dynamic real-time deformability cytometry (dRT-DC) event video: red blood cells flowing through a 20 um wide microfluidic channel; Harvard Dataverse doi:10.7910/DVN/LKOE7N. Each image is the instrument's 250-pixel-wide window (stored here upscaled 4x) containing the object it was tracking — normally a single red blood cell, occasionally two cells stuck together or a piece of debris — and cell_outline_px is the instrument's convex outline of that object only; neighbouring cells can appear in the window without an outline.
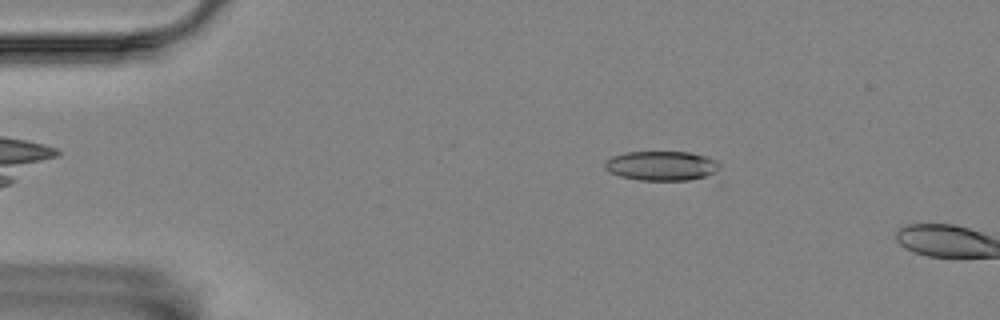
{"species": "Egyptian fruit bat (a non-hibernating species)", "species_latin": "Rousettus aegyptiacus", "temperature_condition": "room temperature", "stored_images_in_passage": 5, "camera_frame_rate_fps": 3000, "um_per_image_px": 0.085, "animal": {"sex": "female"}, "frame": {"image": 1, "passage_image": 3, "time_ms": 0.667, "image_size_px": [1000, 320], "cell_outline_px": [[720, 168], [712, 176], [688, 180], [640, 180], [620, 176], [608, 172], [604, 168], [604, 160], [612, 156], [624, 152], [688, 152], [704, 156], [716, 160], [720, 164]], "centroid_in_image_um": [56.22, 14.09], "position_along_channel_um": 28.8, "area_um2": 20.0}}